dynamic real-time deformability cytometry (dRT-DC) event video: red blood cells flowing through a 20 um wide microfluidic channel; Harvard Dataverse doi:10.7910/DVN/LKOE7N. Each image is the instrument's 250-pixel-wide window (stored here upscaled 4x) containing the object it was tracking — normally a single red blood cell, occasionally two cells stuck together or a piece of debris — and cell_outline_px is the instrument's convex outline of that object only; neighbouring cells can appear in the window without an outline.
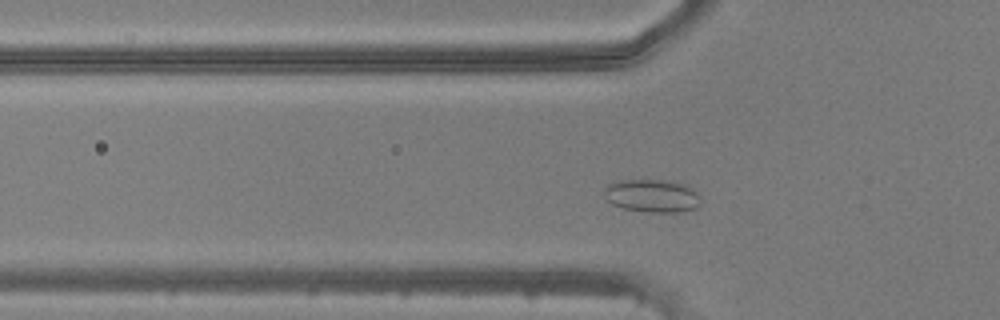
{"species": "common noctule bat (a hibernating species)", "species_latin": "Nyctalus noctula", "temperature_condition": "warm", "stored_images_in_passage": 14, "camera_frame_rate_fps": 3000, "um_per_image_px": 0.085, "animal": {"sex": "male", "body_mass_g": 20.5, "forearm_length_mm": 52.5}, "frame": {"image": 1, "passage_image": 8, "time_ms": 2.333, "image_size_px": [1000, 320], "cell_outline_px": [[700, 204], [696, 208], [684, 212], [648, 212], [624, 208], [612, 204], [604, 196], [604, 188], [608, 184], [620, 180], [672, 180], [688, 184], [700, 196]], "centroid_in_image_um": [55.47, 16.63], "position_along_channel_um": 70.3, "area_um2": 18.84}}
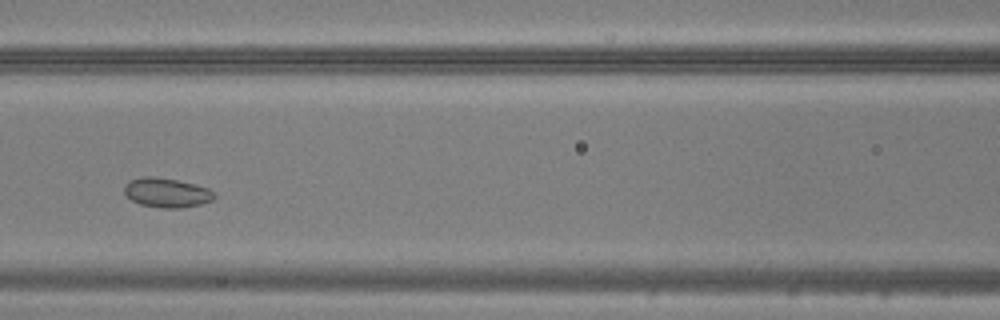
{"frame": {"image": 2, "passage_image": 14, "time_ms": 4.333, "image_size_px": [1000, 320], "cell_outline_px": [[216, 196], [212, 200], [200, 204], [180, 208], [160, 208], [140, 204], [132, 200], [124, 192], [124, 188], [132, 180], [144, 176], [152, 176], [176, 180], [196, 184], [208, 188], [216, 192]], "centroid_in_image_um": [14.22, 16.38], "position_along_channel_um": 152.4, "area_um2": 15.32}}